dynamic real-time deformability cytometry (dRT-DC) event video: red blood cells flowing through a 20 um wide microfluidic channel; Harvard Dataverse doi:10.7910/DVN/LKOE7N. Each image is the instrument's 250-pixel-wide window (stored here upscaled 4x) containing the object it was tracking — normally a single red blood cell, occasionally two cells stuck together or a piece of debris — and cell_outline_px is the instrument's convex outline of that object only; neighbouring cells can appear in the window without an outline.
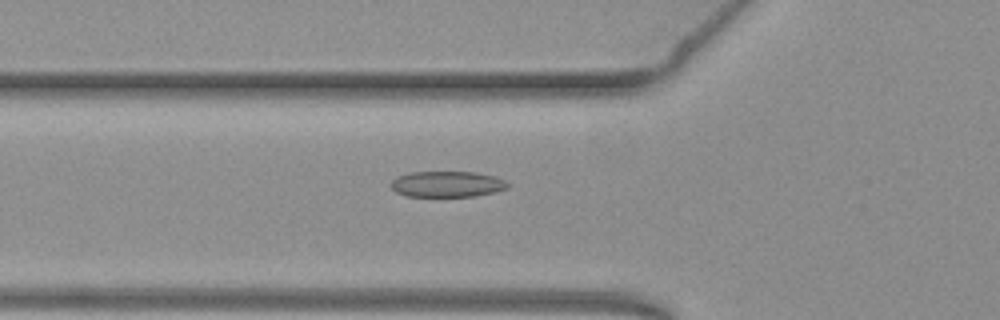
{"species": "common noctule bat (a hibernating species)", "species_latin": "Nyctalus noctula", "temperature_condition": "warm", "stored_images_in_passage": 53, "camera_frame_rate_fps": 3000, "um_per_image_px": 0.085, "animal": {"sex": "female", "body_mass_g": 19.3, "forearm_length_mm": 54.1}, "frame": {"image": 1, "passage_image": 18, "time_ms": 5.667, "image_size_px": [1000, 320], "cell_outline_px": [[508, 188], [476, 196], [404, 196], [396, 192], [392, 188], [392, 180], [396, 176], [408, 172], [476, 172], [496, 176], [504, 180], [508, 184]], "centroid_in_image_um": [37.99, 15.64], "position_along_channel_um": 87.8, "area_um2": 17.63}}
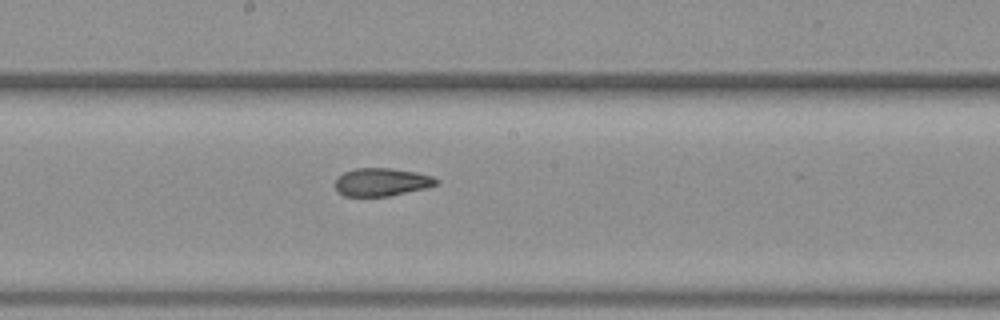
{"frame": {"image": 2, "passage_image": 28, "time_ms": 9.0, "image_size_px": [1000, 320], "cell_outline_px": [[440, 184], [428, 188], [388, 196], [344, 196], [336, 192], [336, 180], [344, 172], [356, 168], [392, 168], [416, 172], [432, 176], [440, 180]], "centroid_in_image_um": [32.49, 15.48], "position_along_channel_um": 215.7, "area_um2": 16.65}}
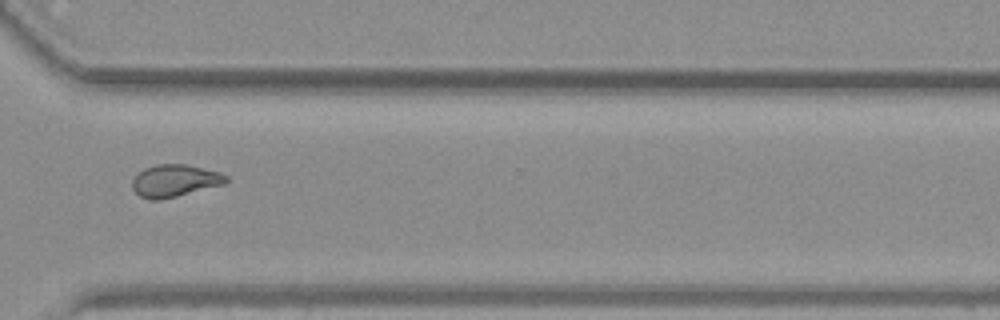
{"frame": {"image": 3, "passage_image": 39, "time_ms": 12.667, "image_size_px": [1000, 320], "cell_outline_px": [[228, 180], [224, 184], [160, 200], [152, 200], [140, 196], [132, 188], [132, 180], [144, 168], [156, 164], [184, 164], [220, 172], [228, 176]], "centroid_in_image_um": [14.85, 15.35], "position_along_channel_um": 355.8, "area_um2": 17.46}, "authors_computed_cell_mechanics": {"area_um2": 17.8024, "velocity_mm_per_s": 3.8165, "shape_relaxation_time_tau1_ms": null, "shape_relaxation_time_tau2_ms": 1.817, "deformation_change_tau1": null, "deformation_change_tau2": 0.0759}}